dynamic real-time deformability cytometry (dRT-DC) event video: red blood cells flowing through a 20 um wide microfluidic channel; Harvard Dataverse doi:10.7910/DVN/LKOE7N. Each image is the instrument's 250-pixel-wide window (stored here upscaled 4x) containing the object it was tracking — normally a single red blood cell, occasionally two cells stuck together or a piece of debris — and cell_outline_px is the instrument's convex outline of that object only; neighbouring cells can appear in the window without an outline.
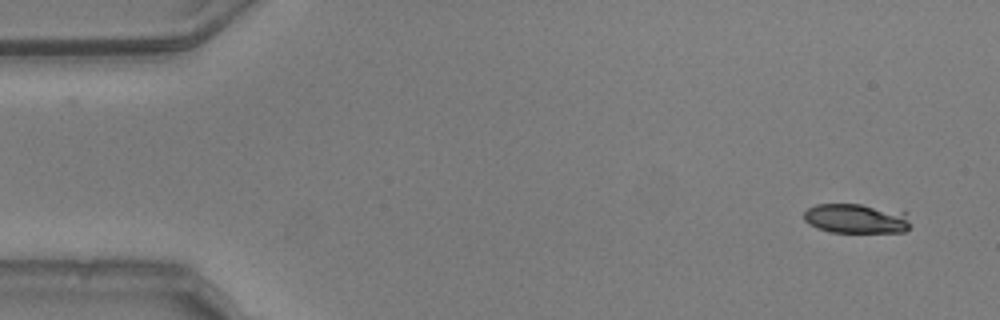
{"species": "common noctule bat (a hibernating species)", "species_latin": "Nyctalus noctula", "temperature_condition": "warm", "stored_images_in_passage": 13, "camera_frame_rate_fps": 3000, "um_per_image_px": 0.085, "animal": {"sex": "male", "body_mass_g": 20.5, "forearm_length_mm": 52.5}, "frame": {"image": 1, "passage_image": 1, "time_ms": 0.0, "image_size_px": [1000, 320], "cell_outline_px": [[908, 228], [904, 232], [828, 232], [816, 228], [808, 224], [804, 220], [804, 212], [808, 208], [816, 204], [860, 204], [904, 212], [908, 220]], "centroid_in_image_um": [72.7, 18.58], "position_along_channel_um": 12.3, "area_um2": 18.26}}
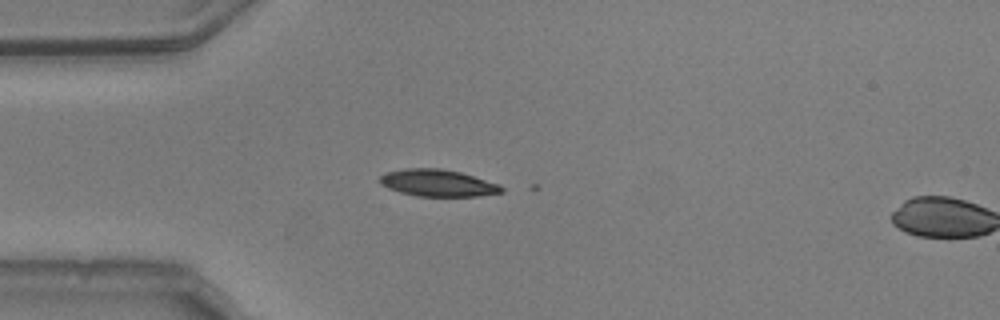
{"frame": {"image": 2, "passage_image": 12, "time_ms": 3.667, "image_size_px": [1000, 320], "cell_outline_px": [[504, 192], [476, 196], [416, 196], [400, 192], [388, 188], [380, 184], [380, 176], [388, 172], [404, 168], [440, 168], [460, 172], [500, 184], [504, 188]], "centroid_in_image_um": [37.22, 15.55], "position_along_channel_um": 47.8, "area_um2": 19.07}}